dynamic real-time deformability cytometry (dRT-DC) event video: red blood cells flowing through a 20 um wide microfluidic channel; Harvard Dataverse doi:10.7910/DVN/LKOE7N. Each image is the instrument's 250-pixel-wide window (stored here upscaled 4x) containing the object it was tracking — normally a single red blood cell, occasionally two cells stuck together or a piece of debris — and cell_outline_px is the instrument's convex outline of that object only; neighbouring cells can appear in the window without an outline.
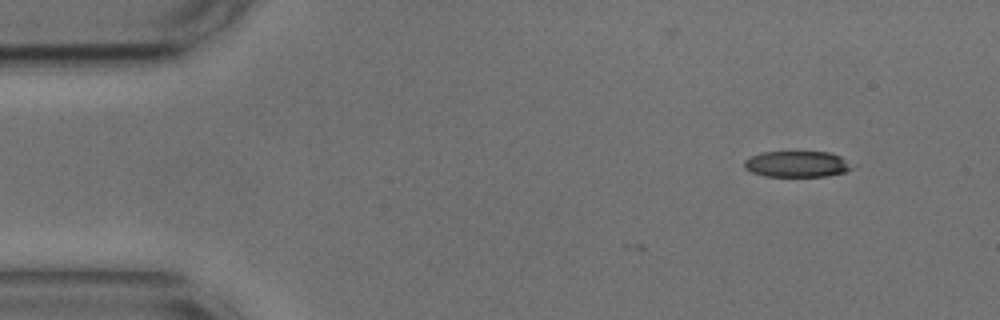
{"species": "common noctule bat (a hibernating species)", "species_latin": "Nyctalus noctula", "temperature_condition": "cold", "stored_images_in_passage": 5, "camera_frame_rate_fps": 3000, "um_per_image_px": 0.085, "animal": {"sex": "male", "body_mass_g": 17.9, "forearm_length_mm": 54.2}, "frame": {"image": 1, "passage_image": 5, "time_ms": 1.333, "image_size_px": [1000, 320], "cell_outline_px": [[852, 168], [844, 172], [824, 176], [764, 176], [752, 172], [744, 168], [744, 160], [760, 152], [832, 152], [840, 156]], "centroid_in_image_um": [67.68, 13.94], "position_along_channel_um": 17.3, "area_um2": 16.13}}